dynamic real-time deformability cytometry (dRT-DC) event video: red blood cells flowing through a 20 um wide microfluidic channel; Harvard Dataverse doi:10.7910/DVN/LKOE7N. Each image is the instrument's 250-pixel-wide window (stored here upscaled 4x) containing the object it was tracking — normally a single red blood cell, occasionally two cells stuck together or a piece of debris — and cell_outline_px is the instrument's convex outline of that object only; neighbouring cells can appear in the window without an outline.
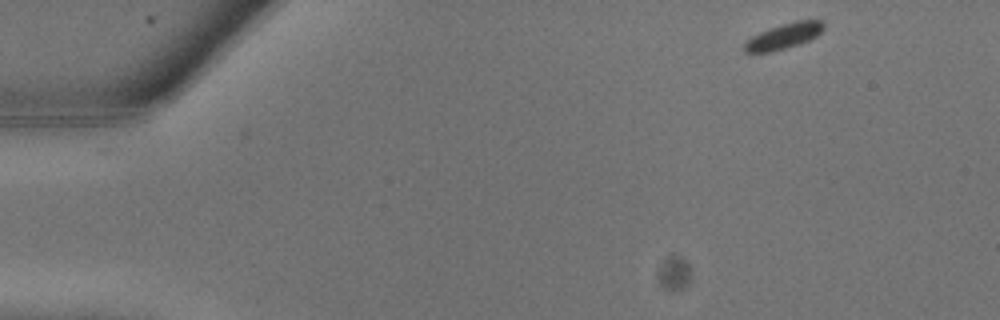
{"species": "common noctule bat (a hibernating species)", "species_latin": "Nyctalus noctula", "temperature_condition": "warm", "stored_images_in_passage": 11, "camera_frame_rate_fps": 3000, "um_per_image_px": 0.085, "animal": {"sex": "male", "body_mass_g": 13.3}, "frame": {"image": 1, "passage_image": 1, "time_ms": 0.0, "image_size_px": [1000, 320], "cell_outline_px": [[824, 28], [816, 36], [808, 40], [772, 52], [744, 52], [744, 44], [752, 36], [760, 32], [796, 20], [824, 20]], "centroid_in_image_um": [66.64, 3.06], "position_along_channel_um": 18.4, "area_um2": 11.44}}
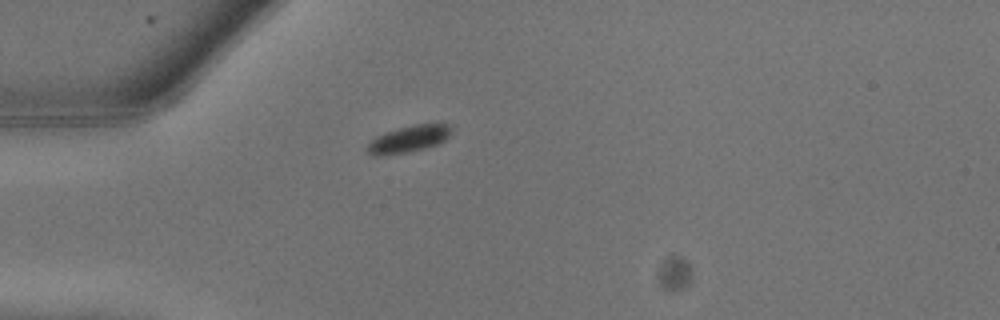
{"frame": {"image": 2, "passage_image": 6, "time_ms": 1.667, "image_size_px": [1000, 320], "cell_outline_px": [[452, 132], [444, 140], [436, 144], [424, 148], [384, 156], [372, 156], [364, 148], [376, 136], [384, 132], [432, 120], [452, 124]], "centroid_in_image_um": [34.78, 11.76], "position_along_channel_um": 50.2, "area_um2": 13.58}}
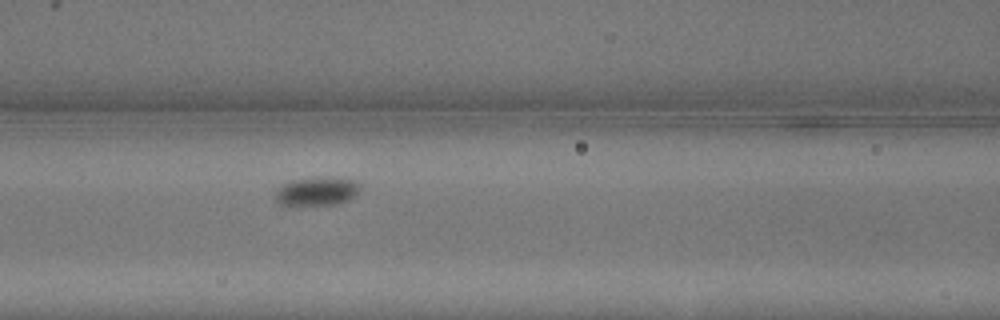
{"frame": {"image": 3, "passage_image": 10, "time_ms": 3.0, "image_size_px": [1000, 320], "cell_outline_px": [[360, 188], [356, 196], [340, 204], [300, 208], [280, 204], [276, 200], [276, 192], [284, 184], [292, 180], [312, 176], [344, 176], [356, 180], [360, 184]], "centroid_in_image_um": [26.99, 16.27], "position_along_channel_um": 139.6, "area_um2": 15.32}}